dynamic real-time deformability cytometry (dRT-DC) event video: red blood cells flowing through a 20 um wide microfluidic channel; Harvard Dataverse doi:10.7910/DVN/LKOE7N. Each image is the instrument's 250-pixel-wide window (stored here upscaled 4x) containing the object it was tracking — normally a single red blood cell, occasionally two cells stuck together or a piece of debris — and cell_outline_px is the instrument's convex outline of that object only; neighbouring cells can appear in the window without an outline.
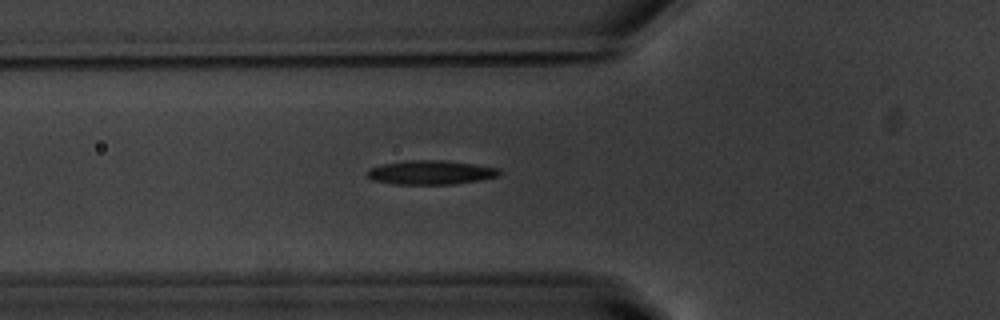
{"species": "common noctule bat (a hibernating species)", "species_latin": "Nyctalus noctula", "temperature_condition": "warm", "stored_images_in_passage": 38, "camera_frame_rate_fps": 3000, "um_per_image_px": 0.085, "animal": {"sex": "male", "body_mass_g": 20.1, "forearm_length_mm": 53.5}, "frame": {"image": 1, "passage_image": 4, "time_ms": 1.0, "image_size_px": [1000, 320], "cell_outline_px": [[504, 172], [500, 176], [480, 180], [452, 184], [396, 184], [372, 180], [364, 172], [368, 168], [380, 164], [404, 160], [444, 160], [500, 168]], "centroid_in_image_um": [36.6, 14.65], "position_along_channel_um": 89.2, "area_um2": 18.84}}
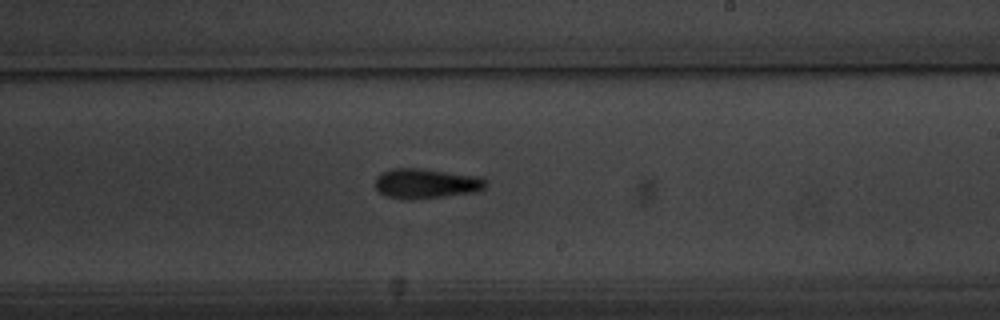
{"frame": {"image": 2, "passage_image": 17, "time_ms": 5.333, "image_size_px": [1000, 320], "cell_outline_px": [[488, 184], [484, 188], [476, 192], [412, 200], [388, 196], [380, 192], [376, 188], [376, 176], [392, 168], [416, 168], [480, 176], [488, 180]], "centroid_in_image_um": [36.26, 15.59], "position_along_channel_um": 252.7, "area_um2": 19.19}}
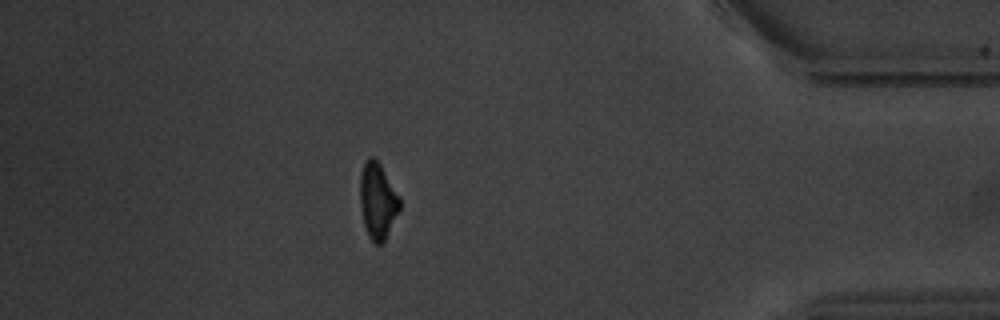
{"frame": {"image": 3, "passage_image": 32, "time_ms": 10.333, "image_size_px": [1000, 320], "cell_outline_px": [[400, 208], [384, 240], [380, 244], [376, 244], [368, 236], [364, 224], [360, 204], [360, 172], [368, 156], [372, 156], [380, 164], [400, 200]], "centroid_in_image_um": [32.07, 17.05], "position_along_channel_um": 403.1, "area_um2": 17.11}, "authors_computed_cell_mechanics": {"area_um2": 18.3226, "velocity_mm_per_s": 3.7599, "shape_relaxation_time_tau1_ms": 3.4887, "shape_relaxation_time_tau2_ms": 6.4889, "deformation_change_tau1": 0.1715, "deformation_change_tau2": 0.1602}}